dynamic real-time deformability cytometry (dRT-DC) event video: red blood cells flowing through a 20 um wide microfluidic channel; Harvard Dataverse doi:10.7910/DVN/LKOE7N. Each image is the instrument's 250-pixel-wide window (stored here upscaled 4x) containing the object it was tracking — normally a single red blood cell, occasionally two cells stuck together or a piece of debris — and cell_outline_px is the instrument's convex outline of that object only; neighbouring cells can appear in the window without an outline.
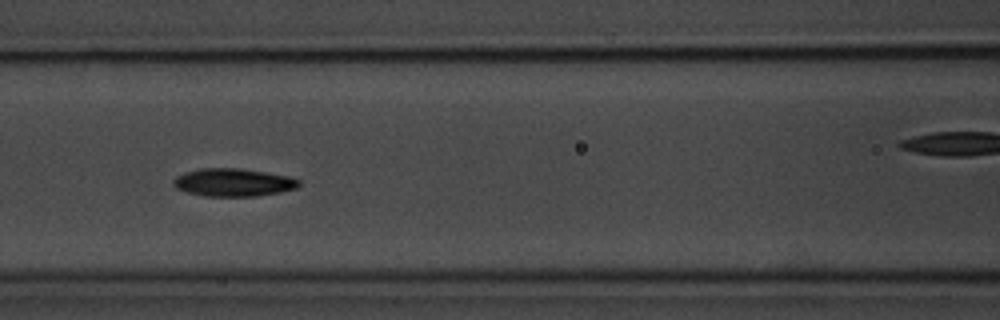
{"species": "common noctule bat (a hibernating species)", "species_latin": "Nyctalus noctula", "temperature_condition": "room temperature", "stored_images_in_passage": 46, "camera_frame_rate_fps": 3000, "um_per_image_px": 0.085, "animal": {"sex": "male", "body_mass_g": 20.1, "forearm_length_mm": 53.5}, "frame": {"image": 1, "passage_image": 14, "time_ms": 4.333, "image_size_px": [1000, 320], "cell_outline_px": [[300, 184], [296, 188], [280, 192], [256, 196], [204, 196], [188, 192], [176, 188], [172, 184], [172, 180], [176, 176], [184, 172], [200, 168], [240, 168], [288, 176], [300, 180]], "centroid_in_image_um": [19.8, 15.5], "position_along_channel_um": 146.8, "area_um2": 20.4}, "authors_computed_cell_mechanics": {"area_um2": 19.5364, "velocity_mm_per_s": 3.6483, "shape_relaxation_time_tau1_ms": 2.3554, "shape_relaxation_time_tau2_ms": 7.0612, "deformation_change_tau1": 0.1379, "deformation_change_tau2": 0.0834}}